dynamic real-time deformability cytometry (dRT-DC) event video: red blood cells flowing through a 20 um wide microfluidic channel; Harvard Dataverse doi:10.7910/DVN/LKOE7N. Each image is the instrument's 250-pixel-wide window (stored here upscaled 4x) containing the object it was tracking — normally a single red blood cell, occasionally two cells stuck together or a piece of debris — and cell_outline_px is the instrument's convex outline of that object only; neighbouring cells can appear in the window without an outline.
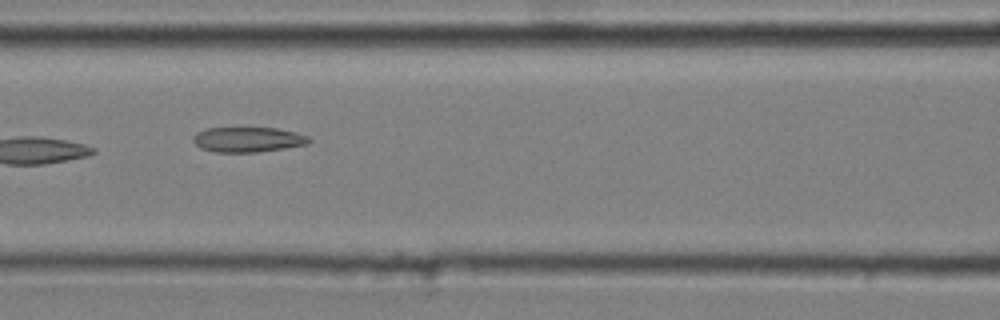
{"species": "common noctule bat (a hibernating species)", "species_latin": "Nyctalus noctula", "temperature_condition": "cold", "stored_images_in_passage": 7, "camera_frame_rate_fps": 3000, "um_per_image_px": 0.085, "animal": {"sex": "male", "body_mass_g": 20.4}, "frame": {"image": 1, "passage_image": 3, "time_ms": 0.667, "image_size_px": [1000, 320], "cell_outline_px": [[312, 140], [308, 144], [284, 148], [256, 152], [216, 152], [200, 148], [192, 140], [192, 136], [196, 132], [208, 128], [276, 128], [296, 132], [308, 136]], "centroid_in_image_um": [21.06, 11.86], "position_along_channel_um": 145.5, "area_um2": 16.94}}
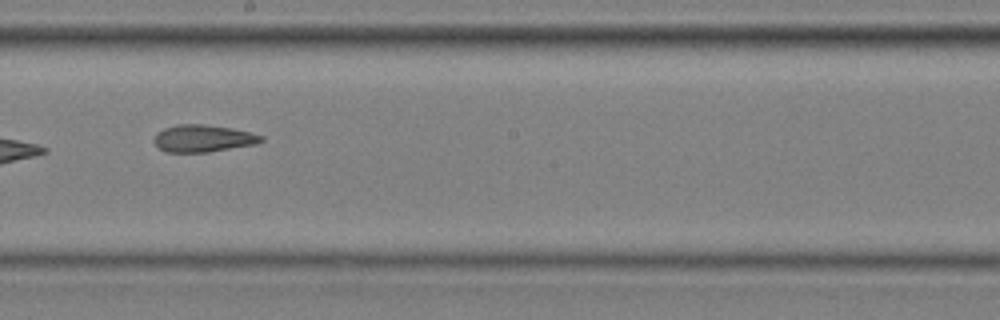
{"frame": {"image": 2, "passage_image": 5, "time_ms": 1.333, "image_size_px": [1000, 320], "cell_outline_px": [[264, 140], [256, 144], [208, 152], [164, 152], [152, 140], [164, 128], [176, 124], [204, 124], [232, 128], [264, 136]], "centroid_in_image_um": [17.27, 11.76], "position_along_channel_um": 230.9, "area_um2": 16.88}}
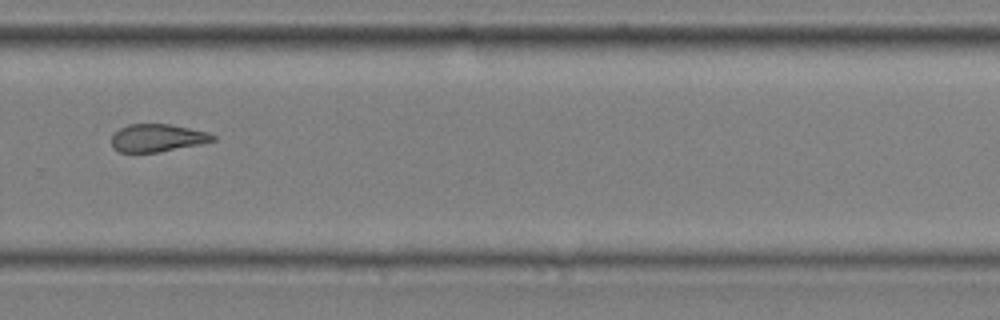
{"frame": {"image": 3, "passage_image": 7, "time_ms": 2.0, "image_size_px": [1000, 320], "cell_outline_px": [[216, 140], [200, 144], [160, 152], [120, 152], [112, 148], [112, 136], [120, 128], [128, 124], [168, 124], [208, 132], [216, 136]], "centroid_in_image_um": [13.38, 11.73], "position_along_channel_um": 316.4, "area_um2": 16.3}}